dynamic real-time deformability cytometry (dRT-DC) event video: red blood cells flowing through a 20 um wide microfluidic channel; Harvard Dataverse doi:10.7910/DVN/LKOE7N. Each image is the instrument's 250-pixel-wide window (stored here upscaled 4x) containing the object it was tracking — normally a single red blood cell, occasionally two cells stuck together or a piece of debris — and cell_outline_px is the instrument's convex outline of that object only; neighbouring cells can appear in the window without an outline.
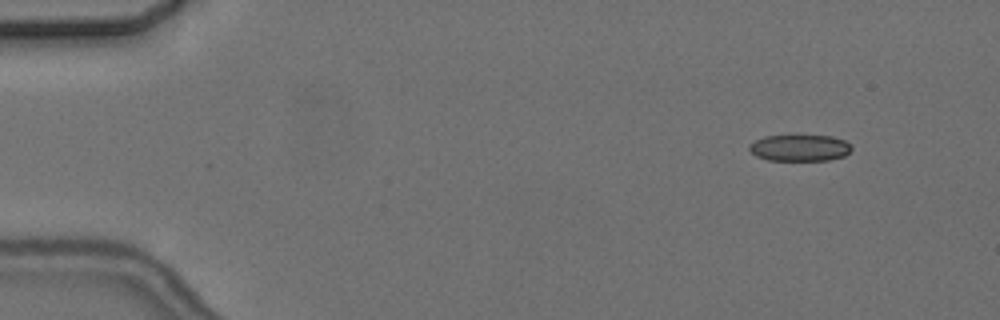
{"species": "common noctule bat (a hibernating species)", "species_latin": "Nyctalus noctula", "temperature_condition": "cold", "stored_images_in_passage": 9, "camera_frame_rate_fps": 3000, "um_per_image_px": 0.085, "animal": {"sex": "female", "body_mass_g": 24.6, "forearm_length_mm": 56.2}, "frame": {"image": 1, "passage_image": 2, "time_ms": 1.333, "image_size_px": [1000, 320], "cell_outline_px": [[852, 148], [844, 156], [828, 160], [768, 160], [756, 156], [748, 148], [748, 144], [764, 136], [832, 136], [844, 140], [852, 144]], "centroid_in_image_um": [67.98, 12.57], "position_along_channel_um": 17.0, "area_um2": 15.72}}
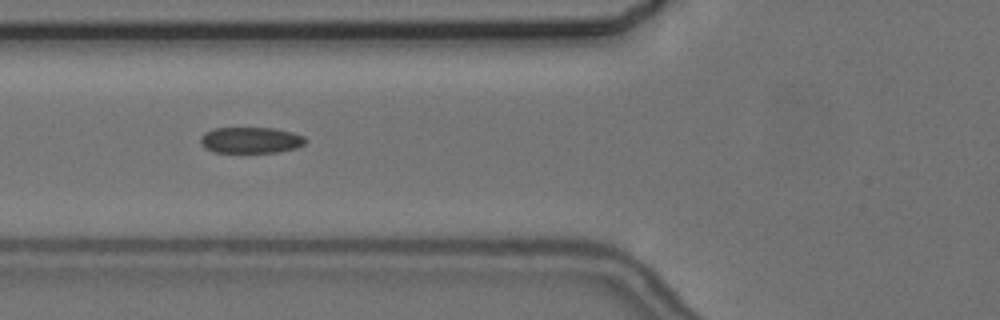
{"frame": {"image": 2, "passage_image": 6, "time_ms": 6.667, "image_size_px": [1000, 320], "cell_outline_px": [[308, 140], [304, 144], [296, 148], [276, 152], [212, 152], [204, 148], [200, 144], [200, 136], [204, 132], [216, 128], [272, 128], [292, 132], [304, 136]], "centroid_in_image_um": [21.29, 11.91], "position_along_channel_um": 104.5, "area_um2": 16.07}}
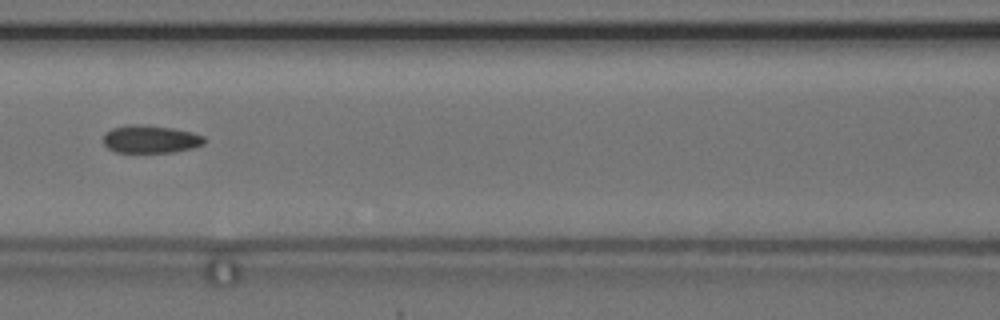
{"frame": {"image": 3, "passage_image": 7, "time_ms": 8.0, "image_size_px": [1000, 320], "cell_outline_px": [[204, 144], [192, 148], [172, 152], [116, 152], [108, 148], [104, 144], [104, 132], [112, 128], [128, 124], [140, 124], [172, 128], [192, 132], [204, 136]], "centroid_in_image_um": [12.77, 11.82], "position_along_channel_um": 153.8, "area_um2": 16.36}}